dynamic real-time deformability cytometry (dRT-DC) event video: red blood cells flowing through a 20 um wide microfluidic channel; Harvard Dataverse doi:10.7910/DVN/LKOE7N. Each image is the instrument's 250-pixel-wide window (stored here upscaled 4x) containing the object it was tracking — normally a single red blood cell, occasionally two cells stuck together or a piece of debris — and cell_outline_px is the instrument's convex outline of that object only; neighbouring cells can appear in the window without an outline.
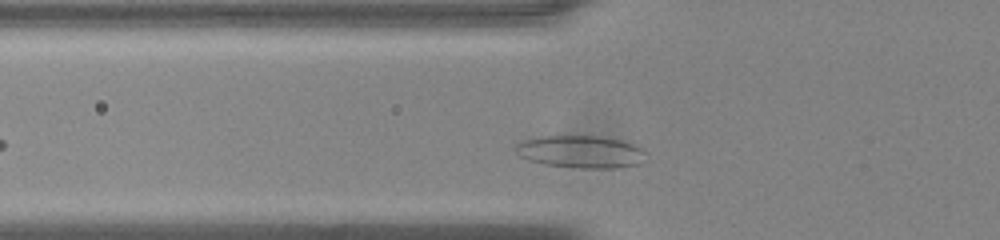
{"species": "common noctule bat (a hibernating species)", "species_latin": "Nyctalus noctula", "temperature_condition": "room temperature", "stored_images_in_passage": 34, "camera_frame_rate_fps": 3000, "um_per_image_px": 0.085, "animal": {"sex": "male", "body_mass_g": 20.0, "forearm_length_mm": 53.3}, "frame": {"image": 1, "passage_image": 4, "time_ms": 1.0, "image_size_px": [1000, 240], "cell_outline_px": [[648, 160], [640, 164], [620, 168], [580, 168], [544, 164], [528, 160], [520, 156], [512, 148], [516, 144], [524, 140], [536, 136], [600, 136], [624, 140], [648, 152]], "centroid_in_image_um": [49.41, 12.9], "position_along_channel_um": 76.4, "area_um2": 25.2}}
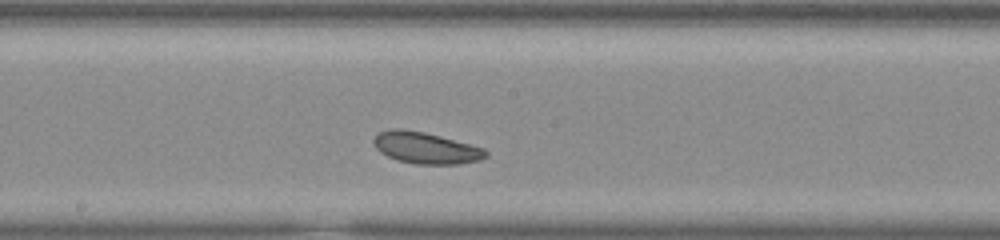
{"frame": {"image": 2, "passage_image": 15, "time_ms": 4.667, "image_size_px": [1000, 240], "cell_outline_px": [[488, 156], [480, 160], [460, 164], [416, 164], [396, 160], [380, 152], [376, 148], [372, 140], [380, 132], [388, 128], [404, 128], [424, 132], [440, 136], [484, 148], [488, 152]], "centroid_in_image_um": [36.18, 12.57], "position_along_channel_um": 212.0, "area_um2": 20.69}}
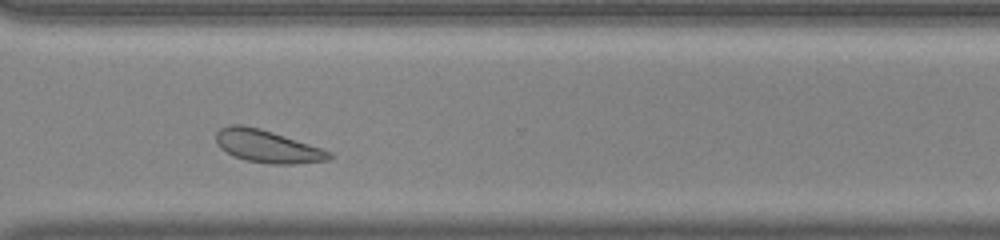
{"frame": {"image": 3, "passage_image": 26, "time_ms": 8.333, "image_size_px": [1000, 240], "cell_outline_px": [[332, 160], [296, 164], [268, 164], [244, 160], [220, 148], [216, 144], [216, 132], [220, 128], [228, 124], [244, 124], [260, 128], [332, 152]], "centroid_in_image_um": [22.71, 12.44], "position_along_channel_um": 347.9, "area_um2": 21.56}, "authors_computed_cell_mechanics": {"area_um2": 21.0392, "velocity_mm_per_s": 3.7035, "shape_relaxation_time_tau1_ms": 1.7905, "shape_relaxation_time_tau2_ms": null, "deformation_change_tau1": 0.0538, "deformation_change_tau2": null}}